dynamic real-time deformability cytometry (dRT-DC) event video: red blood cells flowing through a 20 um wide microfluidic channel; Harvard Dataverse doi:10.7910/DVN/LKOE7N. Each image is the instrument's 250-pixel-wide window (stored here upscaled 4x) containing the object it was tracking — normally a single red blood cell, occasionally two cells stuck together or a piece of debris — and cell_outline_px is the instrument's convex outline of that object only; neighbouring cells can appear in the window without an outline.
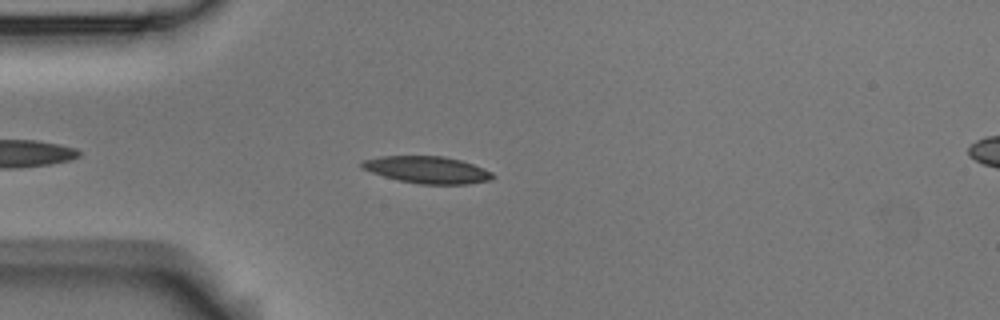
{"species": "Egyptian fruit bat (a non-hibernating species)", "species_latin": "Rousettus aegyptiacus", "temperature_condition": "room temperature", "stored_images_in_passage": 4, "camera_frame_rate_fps": 3000, "um_per_image_px": 0.085, "animal": {"sex": "male"}, "frame": {"image": 1, "passage_image": 4, "time_ms": 1.0, "image_size_px": [1000, 320], "cell_outline_px": [[496, 176], [492, 180], [468, 184], [420, 184], [400, 180], [384, 176], [360, 168], [360, 164], [364, 160], [380, 156], [444, 156], [460, 160], [484, 168], [492, 172]], "centroid_in_image_um": [36.35, 14.43], "position_along_channel_um": 48.7, "area_um2": 20.58}}